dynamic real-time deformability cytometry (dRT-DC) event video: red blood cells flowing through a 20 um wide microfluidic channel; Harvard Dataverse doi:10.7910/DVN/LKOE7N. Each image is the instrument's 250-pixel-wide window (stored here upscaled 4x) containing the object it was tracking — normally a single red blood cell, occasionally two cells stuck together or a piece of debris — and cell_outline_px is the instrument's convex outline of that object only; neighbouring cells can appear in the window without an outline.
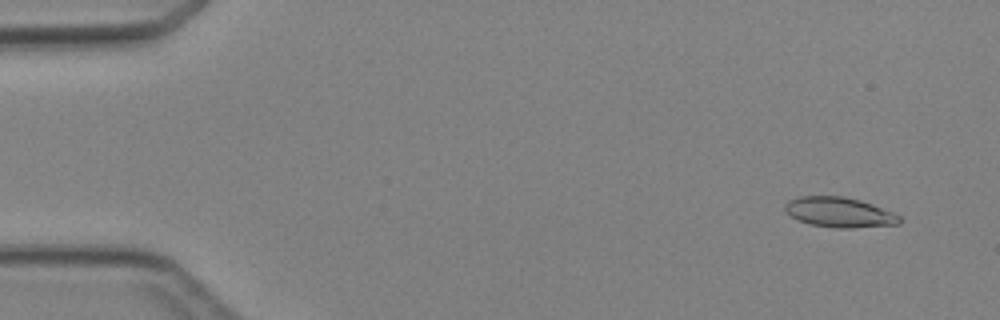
{"species": "Egyptian fruit bat (a non-hibernating species)", "species_latin": "Rousettus aegyptiacus", "temperature_condition": "cold", "stored_images_in_passage": 5, "camera_frame_rate_fps": 3000, "um_per_image_px": 0.085, "animal": {"sex": "female"}, "frame": {"image": 1, "passage_image": 2, "time_ms": 1.0, "image_size_px": [1000, 320], "cell_outline_px": [[904, 220], [900, 224], [852, 228], [836, 228], [808, 224], [792, 216], [784, 208], [784, 204], [788, 200], [800, 196], [844, 196], [860, 200], [872, 204], [892, 212], [900, 216]], "centroid_in_image_um": [71.37, 18.04], "position_along_channel_um": 13.6, "area_um2": 20.11}}
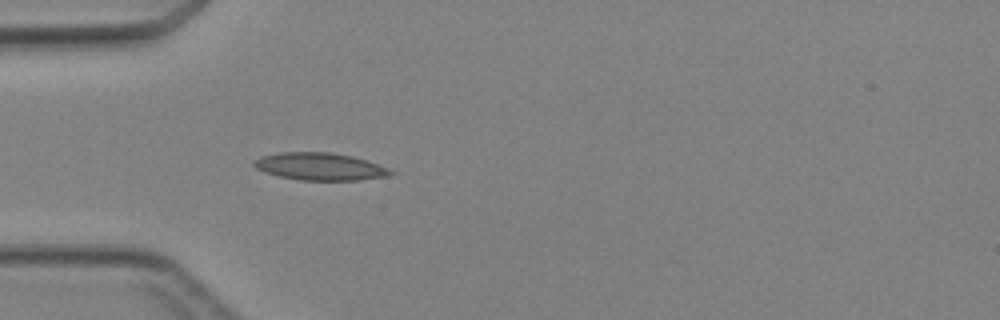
{"frame": {"image": 2, "passage_image": 5, "time_ms": 4.667, "image_size_px": [1000, 320], "cell_outline_px": [[396, 172], [392, 176], [360, 180], [300, 180], [280, 176], [264, 172], [256, 168], [252, 164], [252, 160], [260, 156], [280, 152], [332, 152], [352, 156], [368, 160]], "centroid_in_image_um": [27.2, 14.15], "position_along_channel_um": 57.8, "area_um2": 22.08}}